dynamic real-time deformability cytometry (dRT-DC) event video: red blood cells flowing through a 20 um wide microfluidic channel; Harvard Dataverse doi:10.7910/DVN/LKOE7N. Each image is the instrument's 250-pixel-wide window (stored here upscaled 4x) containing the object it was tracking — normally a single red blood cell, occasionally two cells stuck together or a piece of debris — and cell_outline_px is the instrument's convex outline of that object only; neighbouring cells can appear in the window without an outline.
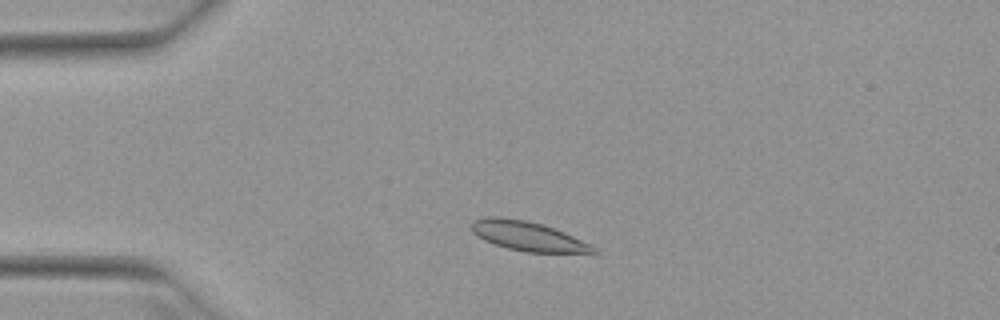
{"species": "Egyptian fruit bat (a non-hibernating species)", "species_latin": "Rousettus aegyptiacus", "temperature_condition": "warm", "stored_images_in_passage": 47, "camera_frame_rate_fps": 3000, "um_per_image_px": 0.085, "animal": {"sex": "female"}, "frame": {"image": 1, "passage_image": 7, "time_ms": 2.0, "image_size_px": [1000, 320], "cell_outline_px": [[600, 252], [524, 252], [508, 248], [484, 240], [476, 236], [472, 232], [472, 224], [476, 220], [488, 216], [500, 216], [524, 220], [540, 224], [564, 232], [592, 244]], "centroid_in_image_um": [44.86, 20.07], "position_along_channel_um": 40.1, "area_um2": 20.58}}
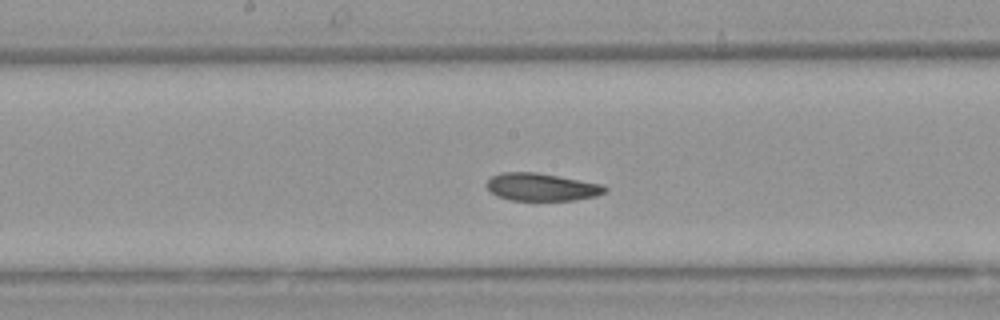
{"frame": {"image": 2, "passage_image": 22, "time_ms": 7.0, "image_size_px": [1000, 320], "cell_outline_px": [[608, 188], [604, 192], [596, 196], [576, 200], [508, 200], [496, 196], [488, 188], [488, 180], [492, 176], [500, 172], [536, 172], [604, 184]], "centroid_in_image_um": [46.05, 15.89], "position_along_channel_um": 202.1, "area_um2": 19.07}}
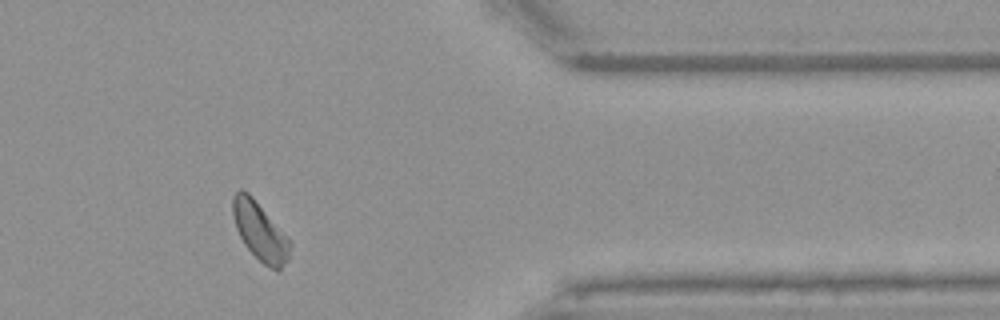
{"frame": {"image": 3, "passage_image": 38, "time_ms": 12.333, "image_size_px": [1000, 320], "cell_outline_px": [[292, 244], [288, 260], [276, 272], [264, 264], [244, 244], [236, 228], [232, 216], [232, 196], [240, 188], [248, 192], [252, 196]], "centroid_in_image_um": [22.07, 19.66], "position_along_channel_um": 389.3, "area_um2": 19.07}, "authors_computed_cell_mechanics": {"area_um2": 19.5942, "velocity_mm_per_s": 3.8926, "shape_relaxation_time_tau1_ms": 5.2542, "shape_relaxation_time_tau2_ms": 4.6254, "deformation_change_tau1": 0.1327, "deformation_change_tau2": 0.0902}}